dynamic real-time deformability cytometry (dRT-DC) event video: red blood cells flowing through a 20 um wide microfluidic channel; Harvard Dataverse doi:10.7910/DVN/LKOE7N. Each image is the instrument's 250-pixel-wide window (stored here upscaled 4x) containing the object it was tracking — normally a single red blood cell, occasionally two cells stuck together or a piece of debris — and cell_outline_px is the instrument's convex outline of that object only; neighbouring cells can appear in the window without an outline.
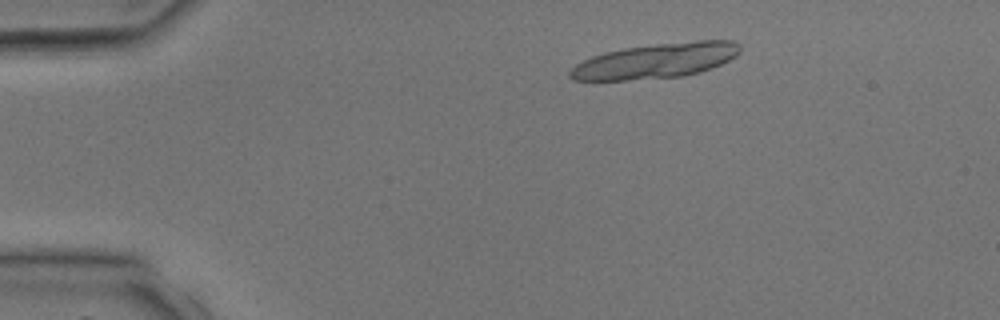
{"species": "common noctule bat (a hibernating species)", "species_latin": "Nyctalus noctula", "temperature_condition": "room temperature", "stored_images_in_passage": 4, "camera_frame_rate_fps": 3000, "um_per_image_px": 0.085, "animal": {"sex": "male", "body_mass_g": 17.9, "forearm_length_mm": 54.2}, "frame": {"image": 1, "passage_image": 2, "time_ms": 1.0, "image_size_px": [1000, 320], "cell_outline_px": [[740, 52], [736, 56], [712, 68], [700, 72], [684, 76], [628, 80], [572, 80], [568, 76], [568, 72], [576, 64], [592, 56], [604, 52], [624, 48], [656, 44], [696, 40], [732, 40], [740, 44]], "centroid_in_image_um": [55.75, 5.17], "position_along_channel_um": 29.3, "area_um2": 34.74}}